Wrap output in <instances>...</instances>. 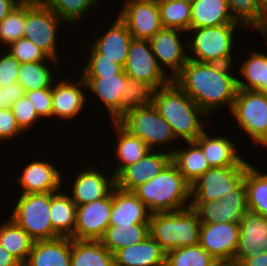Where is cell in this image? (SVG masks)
I'll return each mask as SVG.
<instances>
[{"label": "cell", "instance_id": "cell-2", "mask_svg": "<svg viewBox=\"0 0 267 266\" xmlns=\"http://www.w3.org/2000/svg\"><path fill=\"white\" fill-rule=\"evenodd\" d=\"M151 102L170 124L177 139L195 141L205 131L204 118L208 115L173 80L153 90Z\"/></svg>", "mask_w": 267, "mask_h": 266}, {"label": "cell", "instance_id": "cell-53", "mask_svg": "<svg viewBox=\"0 0 267 266\" xmlns=\"http://www.w3.org/2000/svg\"><path fill=\"white\" fill-rule=\"evenodd\" d=\"M242 266H267V252H261L256 257L245 259Z\"/></svg>", "mask_w": 267, "mask_h": 266}, {"label": "cell", "instance_id": "cell-42", "mask_svg": "<svg viewBox=\"0 0 267 266\" xmlns=\"http://www.w3.org/2000/svg\"><path fill=\"white\" fill-rule=\"evenodd\" d=\"M153 89L146 83L127 76L121 96V115L128 109L151 103Z\"/></svg>", "mask_w": 267, "mask_h": 266}, {"label": "cell", "instance_id": "cell-11", "mask_svg": "<svg viewBox=\"0 0 267 266\" xmlns=\"http://www.w3.org/2000/svg\"><path fill=\"white\" fill-rule=\"evenodd\" d=\"M123 70L128 77L148 84L153 90L172 80L158 65L149 40L146 39L131 40Z\"/></svg>", "mask_w": 267, "mask_h": 266}, {"label": "cell", "instance_id": "cell-18", "mask_svg": "<svg viewBox=\"0 0 267 266\" xmlns=\"http://www.w3.org/2000/svg\"><path fill=\"white\" fill-rule=\"evenodd\" d=\"M170 162V152L160 153L150 150L142 159L125 167L115 177V186L125 191H133L139 185L156 177Z\"/></svg>", "mask_w": 267, "mask_h": 266}, {"label": "cell", "instance_id": "cell-54", "mask_svg": "<svg viewBox=\"0 0 267 266\" xmlns=\"http://www.w3.org/2000/svg\"><path fill=\"white\" fill-rule=\"evenodd\" d=\"M214 266H242V263L232 260H217Z\"/></svg>", "mask_w": 267, "mask_h": 266}, {"label": "cell", "instance_id": "cell-19", "mask_svg": "<svg viewBox=\"0 0 267 266\" xmlns=\"http://www.w3.org/2000/svg\"><path fill=\"white\" fill-rule=\"evenodd\" d=\"M76 174L71 186V199L78 205L91 203L92 201L106 197L115 187V177L104 176V173L96 170L92 165ZM91 167V168H90Z\"/></svg>", "mask_w": 267, "mask_h": 266}, {"label": "cell", "instance_id": "cell-52", "mask_svg": "<svg viewBox=\"0 0 267 266\" xmlns=\"http://www.w3.org/2000/svg\"><path fill=\"white\" fill-rule=\"evenodd\" d=\"M19 4L16 0H0V22Z\"/></svg>", "mask_w": 267, "mask_h": 266}, {"label": "cell", "instance_id": "cell-14", "mask_svg": "<svg viewBox=\"0 0 267 266\" xmlns=\"http://www.w3.org/2000/svg\"><path fill=\"white\" fill-rule=\"evenodd\" d=\"M112 191L104 198L77 206L74 234L76 240L99 241L110 225Z\"/></svg>", "mask_w": 267, "mask_h": 266}, {"label": "cell", "instance_id": "cell-17", "mask_svg": "<svg viewBox=\"0 0 267 266\" xmlns=\"http://www.w3.org/2000/svg\"><path fill=\"white\" fill-rule=\"evenodd\" d=\"M261 252H267V217L247 210L239 225V240L234 260L242 263Z\"/></svg>", "mask_w": 267, "mask_h": 266}, {"label": "cell", "instance_id": "cell-25", "mask_svg": "<svg viewBox=\"0 0 267 266\" xmlns=\"http://www.w3.org/2000/svg\"><path fill=\"white\" fill-rule=\"evenodd\" d=\"M110 26L105 33L98 36L92 46L101 53V58H109L124 67L133 37L118 16Z\"/></svg>", "mask_w": 267, "mask_h": 266}, {"label": "cell", "instance_id": "cell-39", "mask_svg": "<svg viewBox=\"0 0 267 266\" xmlns=\"http://www.w3.org/2000/svg\"><path fill=\"white\" fill-rule=\"evenodd\" d=\"M163 28L179 29L185 33L191 28V4L181 0H158Z\"/></svg>", "mask_w": 267, "mask_h": 266}, {"label": "cell", "instance_id": "cell-50", "mask_svg": "<svg viewBox=\"0 0 267 266\" xmlns=\"http://www.w3.org/2000/svg\"><path fill=\"white\" fill-rule=\"evenodd\" d=\"M4 97V108H10L14 102H17L25 95L24 88L18 82L2 87Z\"/></svg>", "mask_w": 267, "mask_h": 266}, {"label": "cell", "instance_id": "cell-6", "mask_svg": "<svg viewBox=\"0 0 267 266\" xmlns=\"http://www.w3.org/2000/svg\"><path fill=\"white\" fill-rule=\"evenodd\" d=\"M116 122L130 135L139 137L151 150L178 140L170 124L151 103L126 110Z\"/></svg>", "mask_w": 267, "mask_h": 266}, {"label": "cell", "instance_id": "cell-30", "mask_svg": "<svg viewBox=\"0 0 267 266\" xmlns=\"http://www.w3.org/2000/svg\"><path fill=\"white\" fill-rule=\"evenodd\" d=\"M187 144L189 145L187 148H178L170 151V153L171 161L176 165L184 179L191 185L210 166L202 149L194 141H189Z\"/></svg>", "mask_w": 267, "mask_h": 266}, {"label": "cell", "instance_id": "cell-49", "mask_svg": "<svg viewBox=\"0 0 267 266\" xmlns=\"http://www.w3.org/2000/svg\"><path fill=\"white\" fill-rule=\"evenodd\" d=\"M24 132L20 129L11 108L0 109V141L12 140ZM14 137V138H13Z\"/></svg>", "mask_w": 267, "mask_h": 266}, {"label": "cell", "instance_id": "cell-20", "mask_svg": "<svg viewBox=\"0 0 267 266\" xmlns=\"http://www.w3.org/2000/svg\"><path fill=\"white\" fill-rule=\"evenodd\" d=\"M60 174L48 161L34 160L24 167L22 175L16 180L22 186L21 194L50 193L62 190Z\"/></svg>", "mask_w": 267, "mask_h": 266}, {"label": "cell", "instance_id": "cell-24", "mask_svg": "<svg viewBox=\"0 0 267 266\" xmlns=\"http://www.w3.org/2000/svg\"><path fill=\"white\" fill-rule=\"evenodd\" d=\"M209 136L204 131L194 142L202 149L210 167L247 166L238 155L235 143L226 136ZM234 143V144H233Z\"/></svg>", "mask_w": 267, "mask_h": 266}, {"label": "cell", "instance_id": "cell-10", "mask_svg": "<svg viewBox=\"0 0 267 266\" xmlns=\"http://www.w3.org/2000/svg\"><path fill=\"white\" fill-rule=\"evenodd\" d=\"M246 166L210 167L191 185V202L220 200L243 181Z\"/></svg>", "mask_w": 267, "mask_h": 266}, {"label": "cell", "instance_id": "cell-38", "mask_svg": "<svg viewBox=\"0 0 267 266\" xmlns=\"http://www.w3.org/2000/svg\"><path fill=\"white\" fill-rule=\"evenodd\" d=\"M59 63L56 59L48 58L47 61L20 63L17 73V82L22 85L25 92L31 90L50 88L55 83L52 69L46 62ZM53 73V74H52ZM54 78V79H53Z\"/></svg>", "mask_w": 267, "mask_h": 266}, {"label": "cell", "instance_id": "cell-35", "mask_svg": "<svg viewBox=\"0 0 267 266\" xmlns=\"http://www.w3.org/2000/svg\"><path fill=\"white\" fill-rule=\"evenodd\" d=\"M234 19L244 28L267 34V9L259 0H227Z\"/></svg>", "mask_w": 267, "mask_h": 266}, {"label": "cell", "instance_id": "cell-58", "mask_svg": "<svg viewBox=\"0 0 267 266\" xmlns=\"http://www.w3.org/2000/svg\"><path fill=\"white\" fill-rule=\"evenodd\" d=\"M181 1H184V2L192 4V3L196 2L197 0H181Z\"/></svg>", "mask_w": 267, "mask_h": 266}, {"label": "cell", "instance_id": "cell-22", "mask_svg": "<svg viewBox=\"0 0 267 266\" xmlns=\"http://www.w3.org/2000/svg\"><path fill=\"white\" fill-rule=\"evenodd\" d=\"M151 213L132 191L112 189L110 225L149 224Z\"/></svg>", "mask_w": 267, "mask_h": 266}, {"label": "cell", "instance_id": "cell-27", "mask_svg": "<svg viewBox=\"0 0 267 266\" xmlns=\"http://www.w3.org/2000/svg\"><path fill=\"white\" fill-rule=\"evenodd\" d=\"M113 256L114 266H165V252L150 235L139 244L119 249Z\"/></svg>", "mask_w": 267, "mask_h": 266}, {"label": "cell", "instance_id": "cell-4", "mask_svg": "<svg viewBox=\"0 0 267 266\" xmlns=\"http://www.w3.org/2000/svg\"><path fill=\"white\" fill-rule=\"evenodd\" d=\"M201 225L191 207L174 212L153 213L149 220V235L166 253L176 248L198 245Z\"/></svg>", "mask_w": 267, "mask_h": 266}, {"label": "cell", "instance_id": "cell-40", "mask_svg": "<svg viewBox=\"0 0 267 266\" xmlns=\"http://www.w3.org/2000/svg\"><path fill=\"white\" fill-rule=\"evenodd\" d=\"M216 261L200 244L165 253V266H214Z\"/></svg>", "mask_w": 267, "mask_h": 266}, {"label": "cell", "instance_id": "cell-45", "mask_svg": "<svg viewBox=\"0 0 267 266\" xmlns=\"http://www.w3.org/2000/svg\"><path fill=\"white\" fill-rule=\"evenodd\" d=\"M11 56L19 63H32L39 61H47L49 58L39 47L28 39L20 38L8 45Z\"/></svg>", "mask_w": 267, "mask_h": 266}, {"label": "cell", "instance_id": "cell-55", "mask_svg": "<svg viewBox=\"0 0 267 266\" xmlns=\"http://www.w3.org/2000/svg\"><path fill=\"white\" fill-rule=\"evenodd\" d=\"M20 4H38L41 3L42 0H16Z\"/></svg>", "mask_w": 267, "mask_h": 266}, {"label": "cell", "instance_id": "cell-33", "mask_svg": "<svg viewBox=\"0 0 267 266\" xmlns=\"http://www.w3.org/2000/svg\"><path fill=\"white\" fill-rule=\"evenodd\" d=\"M112 123L115 125V132L119 137L116 155L119 163H121L115 167L113 174H111L116 177L125 167L142 159L151 149L139 137L130 135L116 121H112Z\"/></svg>", "mask_w": 267, "mask_h": 266}, {"label": "cell", "instance_id": "cell-16", "mask_svg": "<svg viewBox=\"0 0 267 266\" xmlns=\"http://www.w3.org/2000/svg\"><path fill=\"white\" fill-rule=\"evenodd\" d=\"M239 240V225L231 222L202 223L200 245L216 260H232Z\"/></svg>", "mask_w": 267, "mask_h": 266}, {"label": "cell", "instance_id": "cell-15", "mask_svg": "<svg viewBox=\"0 0 267 266\" xmlns=\"http://www.w3.org/2000/svg\"><path fill=\"white\" fill-rule=\"evenodd\" d=\"M179 29L162 28L157 32L149 43L160 68L165 72V67L171 70L169 77L173 80L188 61V54L180 39ZM184 47V48H183ZM160 60V61H159ZM164 65V66H162Z\"/></svg>", "mask_w": 267, "mask_h": 266}, {"label": "cell", "instance_id": "cell-32", "mask_svg": "<svg viewBox=\"0 0 267 266\" xmlns=\"http://www.w3.org/2000/svg\"><path fill=\"white\" fill-rule=\"evenodd\" d=\"M149 235V224L109 225L99 240L112 254L121 248L136 245Z\"/></svg>", "mask_w": 267, "mask_h": 266}, {"label": "cell", "instance_id": "cell-43", "mask_svg": "<svg viewBox=\"0 0 267 266\" xmlns=\"http://www.w3.org/2000/svg\"><path fill=\"white\" fill-rule=\"evenodd\" d=\"M25 4H19L0 22V42L6 47L23 38Z\"/></svg>", "mask_w": 267, "mask_h": 266}, {"label": "cell", "instance_id": "cell-37", "mask_svg": "<svg viewBox=\"0 0 267 266\" xmlns=\"http://www.w3.org/2000/svg\"><path fill=\"white\" fill-rule=\"evenodd\" d=\"M248 210L267 217V173L249 163L244 177Z\"/></svg>", "mask_w": 267, "mask_h": 266}, {"label": "cell", "instance_id": "cell-12", "mask_svg": "<svg viewBox=\"0 0 267 266\" xmlns=\"http://www.w3.org/2000/svg\"><path fill=\"white\" fill-rule=\"evenodd\" d=\"M201 223L231 222L240 225L243 214L248 210L245 182L224 195L220 200L191 202Z\"/></svg>", "mask_w": 267, "mask_h": 266}, {"label": "cell", "instance_id": "cell-21", "mask_svg": "<svg viewBox=\"0 0 267 266\" xmlns=\"http://www.w3.org/2000/svg\"><path fill=\"white\" fill-rule=\"evenodd\" d=\"M87 88L94 93L107 108L111 121L121 116V96L124 91L127 75L124 70L113 76H81Z\"/></svg>", "mask_w": 267, "mask_h": 266}, {"label": "cell", "instance_id": "cell-7", "mask_svg": "<svg viewBox=\"0 0 267 266\" xmlns=\"http://www.w3.org/2000/svg\"><path fill=\"white\" fill-rule=\"evenodd\" d=\"M10 218L34 241L52 240L60 236L50 218V193L21 194Z\"/></svg>", "mask_w": 267, "mask_h": 266}, {"label": "cell", "instance_id": "cell-9", "mask_svg": "<svg viewBox=\"0 0 267 266\" xmlns=\"http://www.w3.org/2000/svg\"><path fill=\"white\" fill-rule=\"evenodd\" d=\"M62 19L45 6L25 4L23 38L30 40L49 58L57 59V30Z\"/></svg>", "mask_w": 267, "mask_h": 266}, {"label": "cell", "instance_id": "cell-13", "mask_svg": "<svg viewBox=\"0 0 267 266\" xmlns=\"http://www.w3.org/2000/svg\"><path fill=\"white\" fill-rule=\"evenodd\" d=\"M118 17L135 39H151L163 27L158 0H127Z\"/></svg>", "mask_w": 267, "mask_h": 266}, {"label": "cell", "instance_id": "cell-60", "mask_svg": "<svg viewBox=\"0 0 267 266\" xmlns=\"http://www.w3.org/2000/svg\"><path fill=\"white\" fill-rule=\"evenodd\" d=\"M17 266H26L25 263H20Z\"/></svg>", "mask_w": 267, "mask_h": 266}, {"label": "cell", "instance_id": "cell-3", "mask_svg": "<svg viewBox=\"0 0 267 266\" xmlns=\"http://www.w3.org/2000/svg\"><path fill=\"white\" fill-rule=\"evenodd\" d=\"M132 192L151 214L180 211L191 205L190 184L172 161L156 177L139 185Z\"/></svg>", "mask_w": 267, "mask_h": 266}, {"label": "cell", "instance_id": "cell-23", "mask_svg": "<svg viewBox=\"0 0 267 266\" xmlns=\"http://www.w3.org/2000/svg\"><path fill=\"white\" fill-rule=\"evenodd\" d=\"M68 81L64 79L57 85H52V117L72 119L80 114L85 106L86 97L81 87L87 86L83 78L80 76L77 83Z\"/></svg>", "mask_w": 267, "mask_h": 266}, {"label": "cell", "instance_id": "cell-36", "mask_svg": "<svg viewBox=\"0 0 267 266\" xmlns=\"http://www.w3.org/2000/svg\"><path fill=\"white\" fill-rule=\"evenodd\" d=\"M34 240L10 217L0 225V245L20 263H25L32 249Z\"/></svg>", "mask_w": 267, "mask_h": 266}, {"label": "cell", "instance_id": "cell-41", "mask_svg": "<svg viewBox=\"0 0 267 266\" xmlns=\"http://www.w3.org/2000/svg\"><path fill=\"white\" fill-rule=\"evenodd\" d=\"M99 0H42L63 22L75 23Z\"/></svg>", "mask_w": 267, "mask_h": 266}, {"label": "cell", "instance_id": "cell-29", "mask_svg": "<svg viewBox=\"0 0 267 266\" xmlns=\"http://www.w3.org/2000/svg\"><path fill=\"white\" fill-rule=\"evenodd\" d=\"M77 205L66 192H50V218L60 237L71 238L76 223Z\"/></svg>", "mask_w": 267, "mask_h": 266}, {"label": "cell", "instance_id": "cell-44", "mask_svg": "<svg viewBox=\"0 0 267 266\" xmlns=\"http://www.w3.org/2000/svg\"><path fill=\"white\" fill-rule=\"evenodd\" d=\"M90 50V57L82 71V76H113L123 71V67L120 64L109 58H101V53L92 45Z\"/></svg>", "mask_w": 267, "mask_h": 266}, {"label": "cell", "instance_id": "cell-1", "mask_svg": "<svg viewBox=\"0 0 267 266\" xmlns=\"http://www.w3.org/2000/svg\"><path fill=\"white\" fill-rule=\"evenodd\" d=\"M233 64L187 61L173 81L207 114L229 106L230 111L238 90L237 77L231 74Z\"/></svg>", "mask_w": 267, "mask_h": 266}, {"label": "cell", "instance_id": "cell-57", "mask_svg": "<svg viewBox=\"0 0 267 266\" xmlns=\"http://www.w3.org/2000/svg\"><path fill=\"white\" fill-rule=\"evenodd\" d=\"M259 1L267 9V0H259Z\"/></svg>", "mask_w": 267, "mask_h": 266}, {"label": "cell", "instance_id": "cell-26", "mask_svg": "<svg viewBox=\"0 0 267 266\" xmlns=\"http://www.w3.org/2000/svg\"><path fill=\"white\" fill-rule=\"evenodd\" d=\"M71 238L34 241L26 266H70Z\"/></svg>", "mask_w": 267, "mask_h": 266}, {"label": "cell", "instance_id": "cell-5", "mask_svg": "<svg viewBox=\"0 0 267 266\" xmlns=\"http://www.w3.org/2000/svg\"><path fill=\"white\" fill-rule=\"evenodd\" d=\"M239 27L244 26L241 23H228L216 27L190 28L187 32L195 33L193 39L186 42L187 48L193 53V57L188 55V59L200 63L232 64L233 35L235 28Z\"/></svg>", "mask_w": 267, "mask_h": 266}, {"label": "cell", "instance_id": "cell-28", "mask_svg": "<svg viewBox=\"0 0 267 266\" xmlns=\"http://www.w3.org/2000/svg\"><path fill=\"white\" fill-rule=\"evenodd\" d=\"M239 23L232 16L227 0H197L191 4V28L216 27Z\"/></svg>", "mask_w": 267, "mask_h": 266}, {"label": "cell", "instance_id": "cell-48", "mask_svg": "<svg viewBox=\"0 0 267 266\" xmlns=\"http://www.w3.org/2000/svg\"><path fill=\"white\" fill-rule=\"evenodd\" d=\"M6 53V54H4ZM0 55V88L17 82V73L20 63L7 51Z\"/></svg>", "mask_w": 267, "mask_h": 266}, {"label": "cell", "instance_id": "cell-31", "mask_svg": "<svg viewBox=\"0 0 267 266\" xmlns=\"http://www.w3.org/2000/svg\"><path fill=\"white\" fill-rule=\"evenodd\" d=\"M70 266H114V256L100 241L71 238Z\"/></svg>", "mask_w": 267, "mask_h": 266}, {"label": "cell", "instance_id": "cell-8", "mask_svg": "<svg viewBox=\"0 0 267 266\" xmlns=\"http://www.w3.org/2000/svg\"><path fill=\"white\" fill-rule=\"evenodd\" d=\"M231 114L237 119L238 128L251 137L252 144L267 148V94L238 89Z\"/></svg>", "mask_w": 267, "mask_h": 266}, {"label": "cell", "instance_id": "cell-56", "mask_svg": "<svg viewBox=\"0 0 267 266\" xmlns=\"http://www.w3.org/2000/svg\"><path fill=\"white\" fill-rule=\"evenodd\" d=\"M4 108V97H3V89L0 88V109Z\"/></svg>", "mask_w": 267, "mask_h": 266}, {"label": "cell", "instance_id": "cell-47", "mask_svg": "<svg viewBox=\"0 0 267 266\" xmlns=\"http://www.w3.org/2000/svg\"><path fill=\"white\" fill-rule=\"evenodd\" d=\"M25 96L30 100L39 118L50 119L52 117V86L25 92Z\"/></svg>", "mask_w": 267, "mask_h": 266}, {"label": "cell", "instance_id": "cell-51", "mask_svg": "<svg viewBox=\"0 0 267 266\" xmlns=\"http://www.w3.org/2000/svg\"><path fill=\"white\" fill-rule=\"evenodd\" d=\"M20 262L0 245V266H17Z\"/></svg>", "mask_w": 267, "mask_h": 266}, {"label": "cell", "instance_id": "cell-34", "mask_svg": "<svg viewBox=\"0 0 267 266\" xmlns=\"http://www.w3.org/2000/svg\"><path fill=\"white\" fill-rule=\"evenodd\" d=\"M240 66L246 81L237 78L238 89L255 90L267 94V55L253 52Z\"/></svg>", "mask_w": 267, "mask_h": 266}, {"label": "cell", "instance_id": "cell-59", "mask_svg": "<svg viewBox=\"0 0 267 266\" xmlns=\"http://www.w3.org/2000/svg\"><path fill=\"white\" fill-rule=\"evenodd\" d=\"M263 37L265 38L266 42V47H267V34H263Z\"/></svg>", "mask_w": 267, "mask_h": 266}, {"label": "cell", "instance_id": "cell-46", "mask_svg": "<svg viewBox=\"0 0 267 266\" xmlns=\"http://www.w3.org/2000/svg\"><path fill=\"white\" fill-rule=\"evenodd\" d=\"M10 108L12 109L16 122L22 131L32 128L37 121L40 122V118L32 107L30 100H28L25 95L17 102H14Z\"/></svg>", "mask_w": 267, "mask_h": 266}]
</instances>
